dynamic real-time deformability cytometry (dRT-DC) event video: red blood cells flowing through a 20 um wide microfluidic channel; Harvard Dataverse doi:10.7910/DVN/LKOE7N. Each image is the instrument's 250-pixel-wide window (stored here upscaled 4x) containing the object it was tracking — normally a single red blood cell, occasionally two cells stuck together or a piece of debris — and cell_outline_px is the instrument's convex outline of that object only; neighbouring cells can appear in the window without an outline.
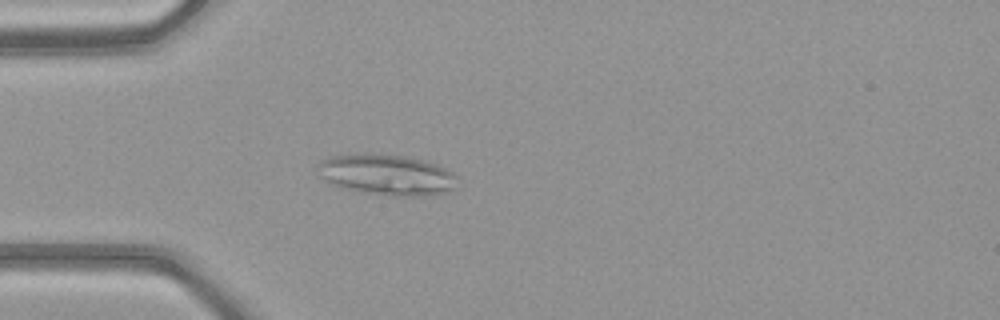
{"species": "common noctule bat (a hibernating species)", "species_latin": "Nyctalus noctula", "temperature_condition": "warm", "stored_images_in_passage": 49, "camera_frame_rate_fps": 3000, "um_per_image_px": 0.085, "animal": {"sex": "female", "body_mass_g": 21.9}, "frame": {"image": 1, "passage_image": 14, "time_ms": 4.333, "image_size_px": [1000, 320], "cell_outline_px": [[456, 188], [448, 192], [424, 196], [388, 196], [360, 192], [340, 188], [328, 184], [320, 176], [316, 164], [320, 160], [332, 156], [348, 152], [372, 152], [404, 156], [436, 164], [452, 172], [456, 176]], "centroid_in_image_um": [32.79, 14.84], "position_along_channel_um": 52.2, "area_um2": 34.16}}
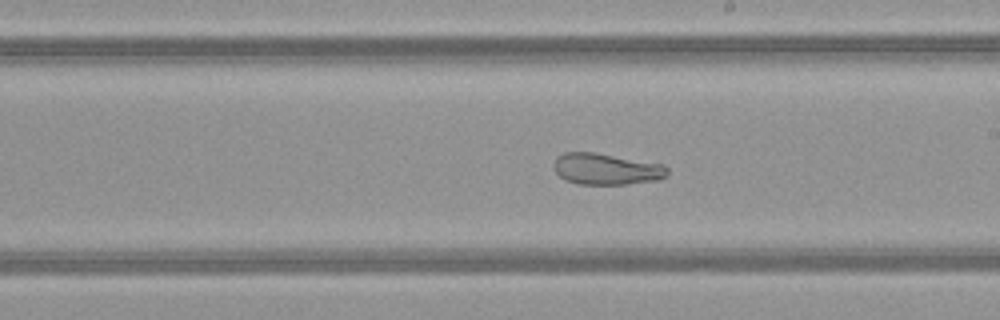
{"frame": {"image": 2, "passage_image": 28, "time_ms": 9.0, "image_size_px": [1000, 320], "cell_outline_px": [[668, 176], [660, 180], [628, 184], [576, 184], [564, 180], [552, 168], [552, 164], [556, 156], [564, 152], [596, 152], [664, 164], [668, 168]], "centroid_in_image_um": [51.53, 14.36], "position_along_channel_um": 237.5, "area_um2": 21.27}}
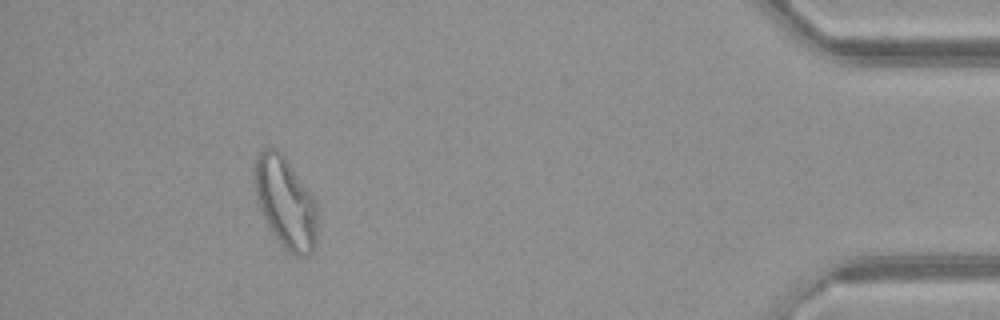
{"frame": {"image": 3, "passage_image": 45, "time_ms": 14.667, "image_size_px": [1000, 320], "cell_outline_px": [[316, 248], [308, 256], [296, 256], [284, 248], [276, 240], [256, 200], [256, 156], [264, 148], [276, 148], [284, 156], [316, 200]], "centroid_in_image_um": [24.3, 17.26], "position_along_channel_um": 410.9, "area_um2": 32.95}}